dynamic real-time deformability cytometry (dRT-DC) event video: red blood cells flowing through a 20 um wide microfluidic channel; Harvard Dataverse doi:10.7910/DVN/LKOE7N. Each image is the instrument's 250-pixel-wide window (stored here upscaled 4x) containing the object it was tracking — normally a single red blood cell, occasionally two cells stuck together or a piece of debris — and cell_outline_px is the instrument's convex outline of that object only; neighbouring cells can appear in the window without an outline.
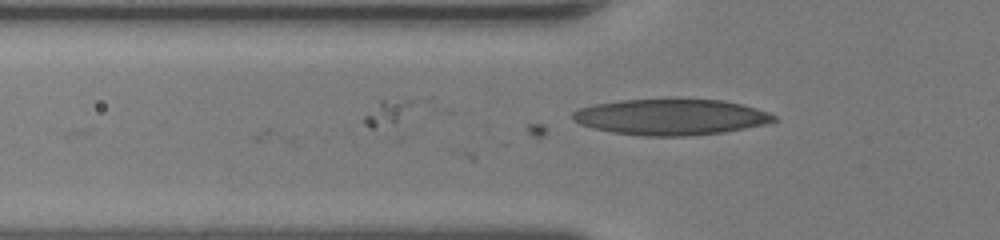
{"species": "human", "species_latin": "Homo sapiens", "temperature_condition": "room temperature", "stored_images_in_passage": 7, "camera_frame_rate_fps": 3000, "um_per_image_px": 0.085, "donor": {"sex": "female"}, "frame": {"image": 1, "passage_image": 7, "time_ms": 2.0, "image_size_px": [1000, 240], "cell_outline_px": [[780, 120], [768, 124], [724, 132], [688, 136], [644, 136], [612, 132], [592, 128], [580, 124], [572, 120], [572, 112], [580, 108], [596, 104], [620, 100], [724, 100], [756, 108], [768, 112], [776, 116]], "centroid_in_image_um": [57.05, 9.96], "position_along_channel_um": 68.7, "area_um2": 42.08}}